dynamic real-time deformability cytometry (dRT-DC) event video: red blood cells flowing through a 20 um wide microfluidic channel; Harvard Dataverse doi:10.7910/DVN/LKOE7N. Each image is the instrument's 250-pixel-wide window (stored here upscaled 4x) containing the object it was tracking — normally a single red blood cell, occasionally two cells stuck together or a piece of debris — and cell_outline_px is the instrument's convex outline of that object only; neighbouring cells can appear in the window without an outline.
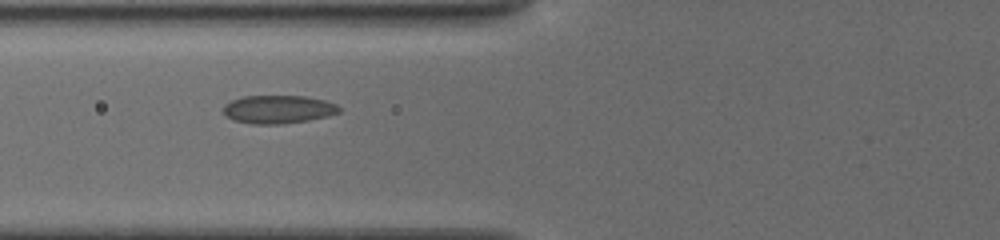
{"species": "common noctule bat (a hibernating species)", "species_latin": "Nyctalus noctula", "temperature_condition": "cold", "stored_images_in_passage": 7, "camera_frame_rate_fps": 3000, "um_per_image_px": 0.085, "animal": {"sex": "female", "body_mass_g": 19.5, "forearm_length_mm": 54.1}, "frame": {"image": 1, "passage_image": 2, "time_ms": 0.667, "image_size_px": [1000, 240], "cell_outline_px": [[340, 112], [328, 116], [308, 120], [280, 124], [252, 124], [232, 120], [224, 112], [224, 104], [232, 100], [244, 96], [304, 96], [324, 100], [336, 104], [340, 108]], "centroid_in_image_um": [23.65, 9.29], "position_along_channel_um": 102.2, "area_um2": 18.96}}
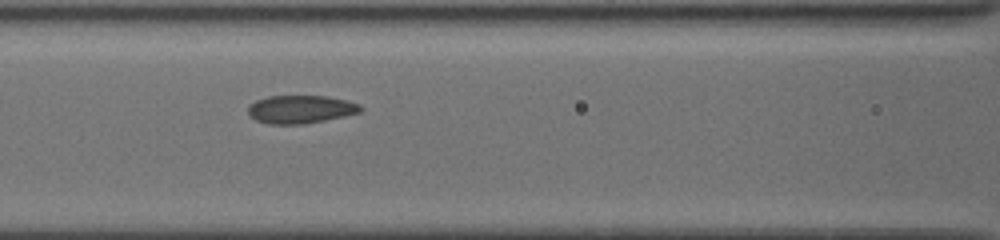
{"frame": {"image": 2, "passage_image": 4, "time_ms": 1.667, "image_size_px": [1000, 240], "cell_outline_px": [[364, 108], [360, 112], [344, 116], [304, 124], [268, 124], [256, 120], [248, 112], [248, 104], [256, 100], [268, 96], [328, 96], [348, 100], [360, 104]], "centroid_in_image_um": [25.57, 9.28], "position_along_channel_um": 141.0, "area_um2": 18.5}}
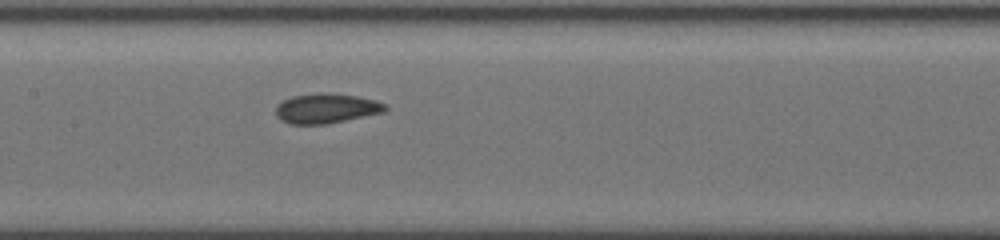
{"frame": {"image": 3, "passage_image": 7, "time_ms": 2.667, "image_size_px": [1000, 240], "cell_outline_px": [[388, 108], [384, 112], [328, 124], [292, 124], [280, 120], [276, 116], [276, 104], [292, 96], [320, 92], [356, 96], [376, 100], [388, 104]], "centroid_in_image_um": [27.74, 9.21], "position_along_channel_um": 179.7, "area_um2": 19.13}}